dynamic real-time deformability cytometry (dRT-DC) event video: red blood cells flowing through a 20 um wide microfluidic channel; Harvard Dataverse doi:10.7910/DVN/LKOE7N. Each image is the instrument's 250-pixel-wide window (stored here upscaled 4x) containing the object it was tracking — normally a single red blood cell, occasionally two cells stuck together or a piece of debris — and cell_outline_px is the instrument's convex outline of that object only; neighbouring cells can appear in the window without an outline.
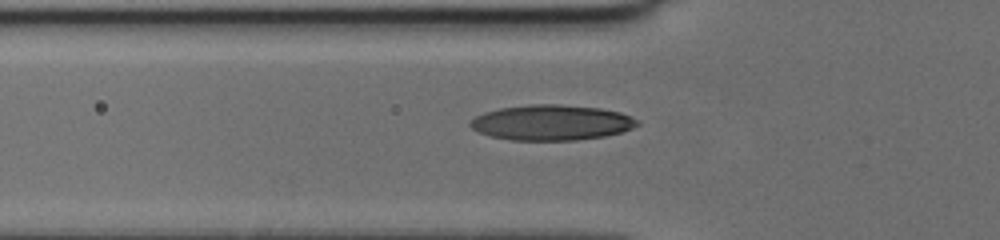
{"species": "human", "species_latin": "Homo sapiens", "temperature_condition": "cold", "stored_images_in_passage": 38, "segment_of_instrument_passage": [1, 2], "camera_frame_rate_fps": 3000, "um_per_image_px": 0.085, "donor": {"sex": "female"}, "frame": {"image": 1, "passage_image": 5, "time_ms": 1.333, "image_size_px": [1000, 240], "cell_outline_px": [[640, 124], [632, 128], [620, 132], [604, 136], [576, 140], [512, 140], [492, 136], [480, 132], [472, 128], [468, 124], [476, 116], [484, 112], [500, 108], [528, 104], [560, 104], [600, 108], [620, 112], [636, 120]], "centroid_in_image_um": [46.86, 10.41], "position_along_channel_um": 78.9, "area_um2": 34.22}}
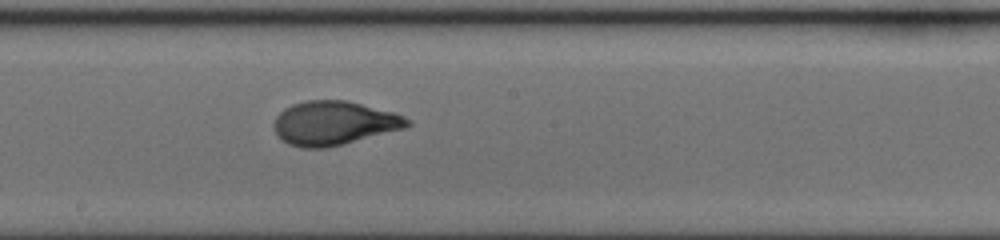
{"frame": {"image": 2, "passage_image": 15, "time_ms": 4.667, "image_size_px": [1000, 240], "cell_outline_px": [[412, 124], [404, 128], [324, 148], [300, 148], [288, 144], [276, 132], [272, 124], [276, 116], [284, 108], [292, 104], [304, 100], [348, 100], [392, 112], [404, 116]], "centroid_in_image_um": [28.34, 10.44], "position_along_channel_um": 219.9, "area_um2": 33.81}}
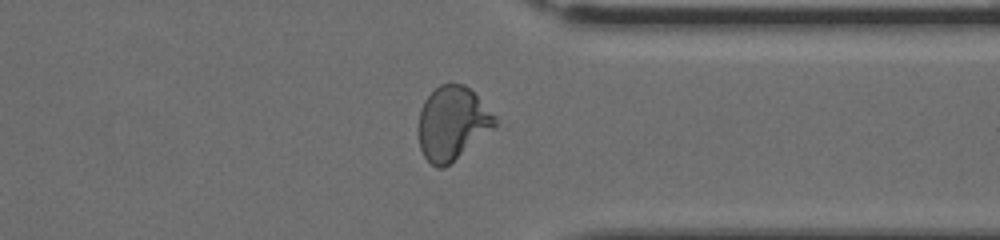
{"frame": {"image": 3, "passage_image": 26, "time_ms": 8.333, "image_size_px": [1000, 240], "cell_outline_px": [[508, 124], [444, 168], [436, 168], [424, 156], [420, 148], [420, 108], [424, 100], [440, 84], [464, 84]], "centroid_in_image_um": [38.64, 10.52], "position_along_channel_um": 372.8, "area_um2": 34.39}}